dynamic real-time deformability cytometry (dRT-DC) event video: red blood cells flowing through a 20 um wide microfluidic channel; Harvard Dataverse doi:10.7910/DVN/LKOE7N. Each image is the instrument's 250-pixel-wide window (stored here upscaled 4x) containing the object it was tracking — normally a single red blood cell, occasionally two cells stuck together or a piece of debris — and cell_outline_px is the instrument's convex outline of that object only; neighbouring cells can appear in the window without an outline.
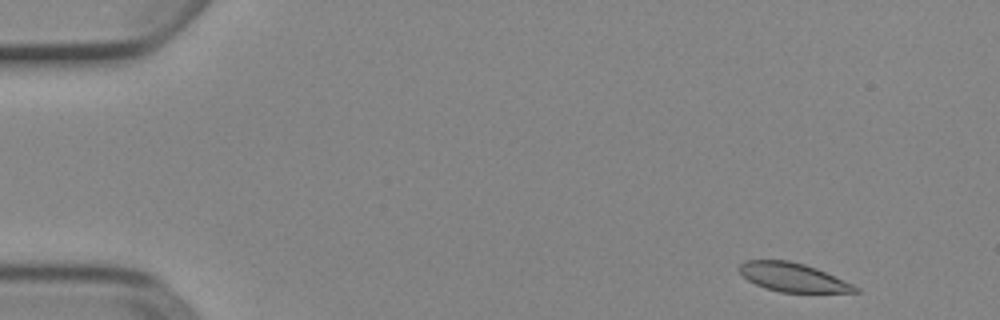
{"species": "Egyptian fruit bat (a non-hibernating species)", "species_latin": "Rousettus aegyptiacus", "temperature_condition": "cold", "stored_images_in_passage": 4, "camera_frame_rate_fps": 3000, "um_per_image_px": 0.085, "animal": {"sex": "female"}, "frame": {"image": 1, "passage_image": 1, "time_ms": 0.0, "image_size_px": [1000, 320], "cell_outline_px": [[860, 292], [780, 292], [764, 288], [748, 280], [736, 268], [744, 260], [788, 260], [804, 264], [816, 268], [852, 284], [860, 288]], "centroid_in_image_um": [67.36, 23.56], "position_along_channel_um": 17.6, "area_um2": 19.31}}
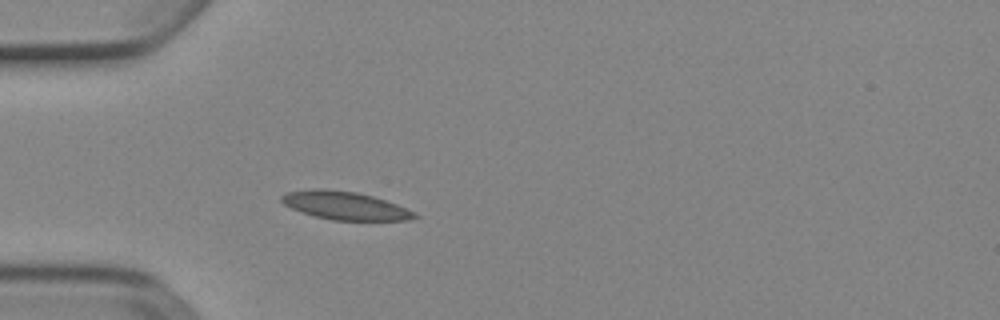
{"frame": {"image": 2, "passage_image": 4, "time_ms": 1.0, "image_size_px": [1000, 320], "cell_outline_px": [[420, 216], [408, 220], [332, 220], [316, 216], [292, 208], [284, 204], [280, 200], [280, 196], [284, 192], [312, 188], [324, 188], [356, 192], [372, 196], [396, 204], [416, 212]], "centroid_in_image_um": [29.3, 17.46], "position_along_channel_um": 55.7, "area_um2": 21.79}}